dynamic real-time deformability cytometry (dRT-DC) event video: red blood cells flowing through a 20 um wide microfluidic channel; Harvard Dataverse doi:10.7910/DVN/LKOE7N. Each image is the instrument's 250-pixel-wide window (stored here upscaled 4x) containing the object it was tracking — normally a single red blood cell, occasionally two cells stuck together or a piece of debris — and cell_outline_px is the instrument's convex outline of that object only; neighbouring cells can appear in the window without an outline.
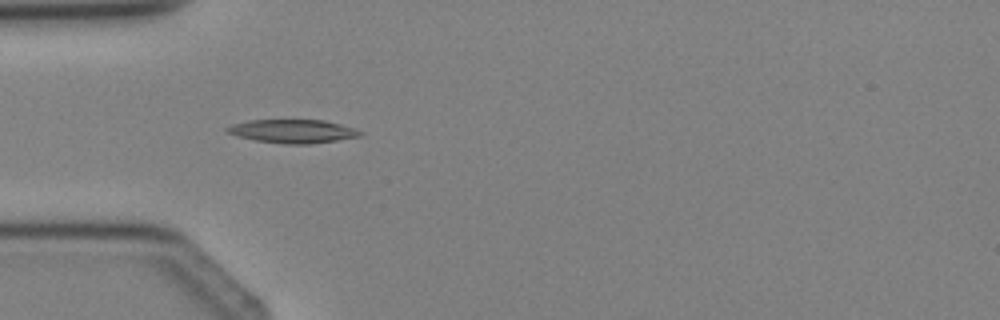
{"species": "Egyptian fruit bat (a non-hibernating species)", "species_latin": "Rousettus aegyptiacus", "temperature_condition": "cold", "stored_images_in_passage": 3, "camera_frame_rate_fps": 3000, "um_per_image_px": 0.085, "animal": {"sex": "female"}, "frame": {"image": 1, "passage_image": 3, "time_ms": 2.333, "image_size_px": [1000, 320], "cell_outline_px": [[364, 136], [312, 144], [284, 144], [256, 140], [236, 136], [228, 132], [224, 128], [232, 124], [248, 120], [324, 120], [356, 128], [364, 132]], "centroid_in_image_um": [24.94, 11.16], "position_along_channel_um": 60.1, "area_um2": 18.44}}